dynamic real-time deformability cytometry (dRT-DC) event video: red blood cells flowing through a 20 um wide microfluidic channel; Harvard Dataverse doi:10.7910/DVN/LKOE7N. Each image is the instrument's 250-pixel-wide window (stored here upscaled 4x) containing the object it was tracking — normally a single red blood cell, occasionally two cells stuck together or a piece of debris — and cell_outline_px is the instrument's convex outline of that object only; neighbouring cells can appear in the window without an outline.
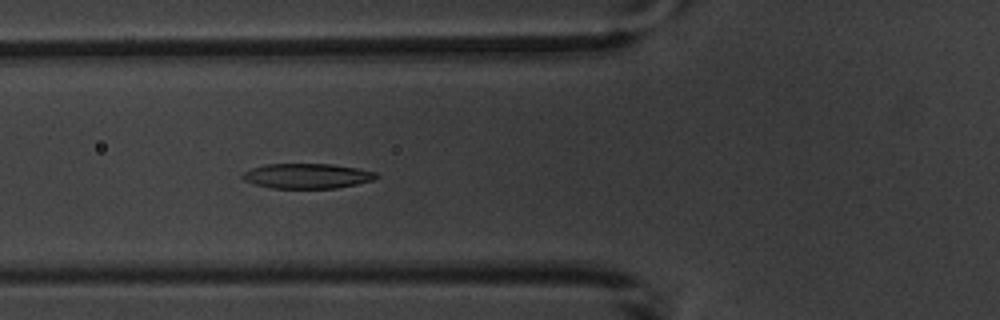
{"species": "common noctule bat (a hibernating species)", "species_latin": "Nyctalus noctula", "temperature_condition": "warm", "stored_images_in_passage": 5, "camera_frame_rate_fps": 3000, "um_per_image_px": 0.085, "animal": {"sex": "male", "body_mass_g": 20.1, "forearm_length_mm": 53.5}, "frame": {"image": 1, "passage_image": 5, "time_ms": 4.667, "image_size_px": [1000, 320], "cell_outline_px": [[380, 176], [372, 180], [356, 184], [336, 188], [272, 188], [252, 184], [244, 180], [240, 176], [244, 172], [252, 168], [264, 164], [332, 164], [356, 168], [376, 172]], "centroid_in_image_um": [26.07, 14.96], "position_along_channel_um": 99.7, "area_um2": 19.48}}